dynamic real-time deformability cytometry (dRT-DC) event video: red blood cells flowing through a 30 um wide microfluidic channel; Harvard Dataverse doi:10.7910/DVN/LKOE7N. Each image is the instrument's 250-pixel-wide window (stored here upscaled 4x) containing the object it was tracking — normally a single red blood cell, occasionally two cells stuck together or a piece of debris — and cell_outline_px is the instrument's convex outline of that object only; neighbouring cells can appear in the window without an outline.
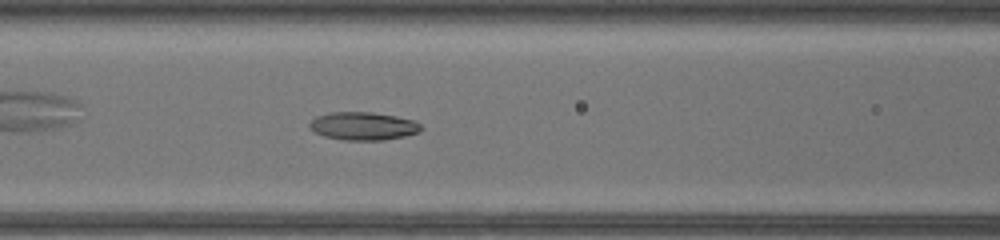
{"species": "common noctule bat (a hibernating species)", "species_latin": "Nyctalus noctula", "temperature_condition": "warm", "stored_images_in_passage": 45, "camera_frame_rate_fps": 3000, "um_per_image_px": 0.085, "animal": {"sex": "female", "body_mass_g": 17.0, "forearm_length_mm": 48.0}, "frame": {"image": 1, "passage_image": 20, "time_ms": 6.333, "image_size_px": [1000, 240], "cell_outline_px": [[424, 128], [420, 132], [404, 136], [384, 140], [344, 140], [324, 136], [316, 132], [308, 124], [316, 116], [332, 112], [372, 112], [396, 116], [412, 120], [420, 124]], "centroid_in_image_um": [30.9, 10.71], "position_along_channel_um": 135.7, "area_um2": 18.15}}
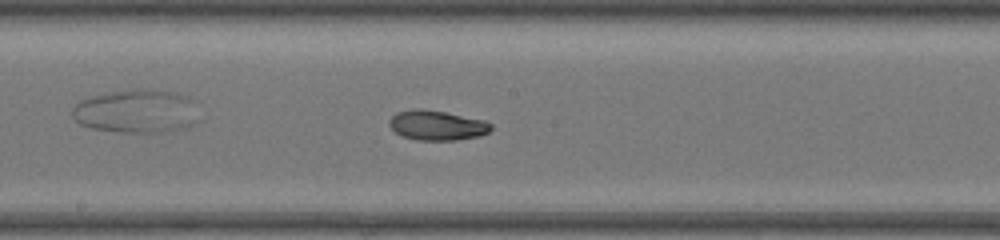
{"frame": {"image": 2, "passage_image": 25, "time_ms": 8.0, "image_size_px": [1000, 240], "cell_outline_px": [[492, 128], [488, 132], [480, 136], [456, 140], [416, 140], [400, 136], [388, 124], [388, 120], [396, 112], [412, 108], [420, 108], [444, 112], [484, 120], [492, 124]], "centroid_in_image_um": [37.11, 10.65], "position_along_channel_um": 211.1, "area_um2": 17.8}}
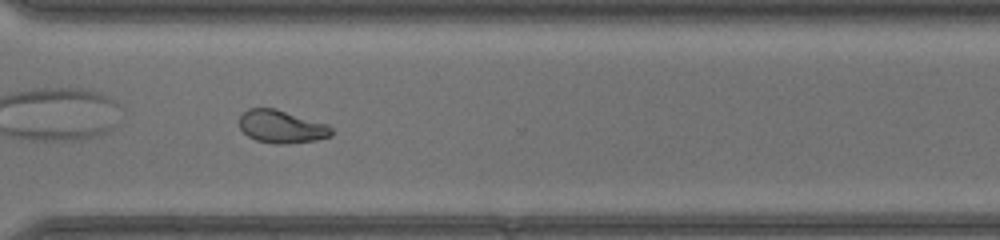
{"frame": {"image": 3, "passage_image": 34, "time_ms": 11.0, "image_size_px": [1000, 240], "cell_outline_px": [[332, 136], [316, 140], [288, 144], [276, 144], [256, 140], [248, 136], [240, 128], [240, 116], [248, 108], [276, 108], [328, 124], [332, 128]], "centroid_in_image_um": [23.95, 10.76], "position_along_channel_um": 346.6, "area_um2": 17.74}}